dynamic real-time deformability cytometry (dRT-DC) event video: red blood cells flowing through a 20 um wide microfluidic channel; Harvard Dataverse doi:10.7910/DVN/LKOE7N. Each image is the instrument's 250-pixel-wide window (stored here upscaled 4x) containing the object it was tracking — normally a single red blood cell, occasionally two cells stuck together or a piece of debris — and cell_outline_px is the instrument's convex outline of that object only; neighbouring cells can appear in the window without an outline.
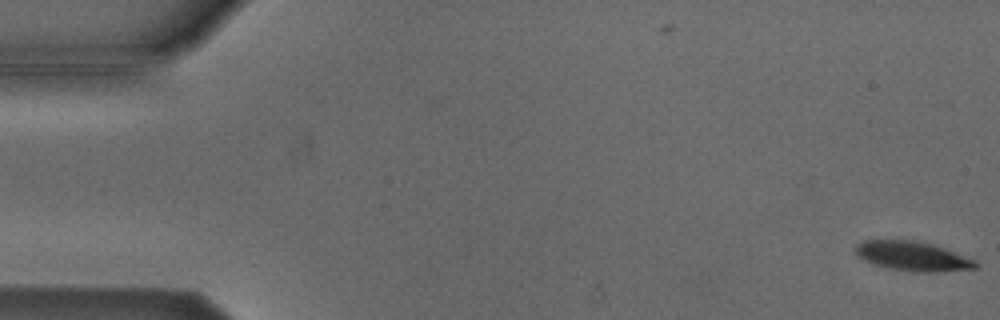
{"species": "Egyptian fruit bat (a non-hibernating species)", "species_latin": "Rousettus aegyptiacus", "temperature_condition": "cold", "stored_images_in_passage": 2, "camera_frame_rate_fps": 3000, "um_per_image_px": 0.085, "animal": {"sex": "male"}, "frame": {"image": 1, "passage_image": 2, "time_ms": 0.333, "image_size_px": [1000, 320], "cell_outline_px": [[980, 264], [976, 268], [944, 272], [916, 272], [888, 268], [872, 264], [856, 256], [856, 244], [864, 240], [912, 240], [932, 244], [944, 248], [976, 260]], "centroid_in_image_um": [77.59, 21.78], "position_along_channel_um": 7.4, "area_um2": 20.75}}